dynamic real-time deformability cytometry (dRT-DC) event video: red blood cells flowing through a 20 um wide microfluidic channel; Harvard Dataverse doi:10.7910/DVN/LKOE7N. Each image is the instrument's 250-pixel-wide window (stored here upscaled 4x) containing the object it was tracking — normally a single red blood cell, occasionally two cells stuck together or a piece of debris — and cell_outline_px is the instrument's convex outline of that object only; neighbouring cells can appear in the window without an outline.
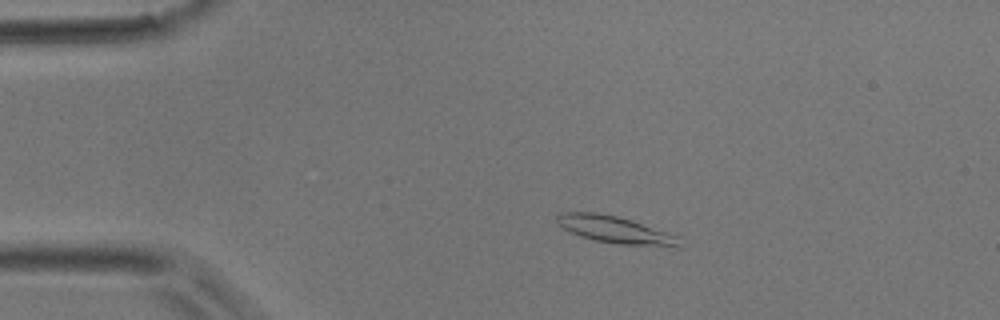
{"species": "common noctule bat (a hibernating species)", "species_latin": "Nyctalus noctula", "temperature_condition": "room temperature", "stored_images_in_passage": 4, "segment_of_instrument_passage": [1, 2], "camera_frame_rate_fps": 3000, "um_per_image_px": 0.085, "animal": {"sex": "male", "body_mass_g": 17.9}, "frame": {"image": 1, "passage_image": 2, "time_ms": 0.333, "image_size_px": [1000, 320], "cell_outline_px": [[680, 248], [676, 248], [616, 244], [596, 240], [580, 236], [568, 232], [556, 220], [556, 216], [560, 212], [596, 212], [616, 216], [632, 220], [680, 236]], "centroid_in_image_um": [52.36, 19.55], "position_along_channel_um": 32.6, "area_um2": 19.65}}